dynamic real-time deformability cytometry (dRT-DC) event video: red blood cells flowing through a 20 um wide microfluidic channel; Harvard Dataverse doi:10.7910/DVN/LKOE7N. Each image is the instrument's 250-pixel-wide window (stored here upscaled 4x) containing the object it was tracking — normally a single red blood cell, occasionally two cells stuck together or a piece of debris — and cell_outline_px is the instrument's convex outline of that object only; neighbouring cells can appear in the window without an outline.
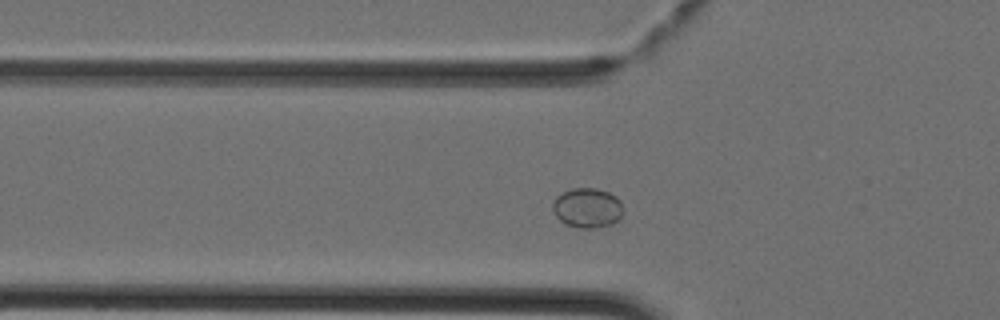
{"species": "Egyptian fruit bat (a non-hibernating species)", "species_latin": "Rousettus aegyptiacus", "temperature_condition": "cold", "stored_images_in_passage": 29, "camera_frame_rate_fps": 3000, "um_per_image_px": 0.085, "animal": {"sex": "female"}, "frame": {"image": 1, "passage_image": 2, "time_ms": 0.333, "image_size_px": [1000, 320], "cell_outline_px": [[624, 208], [620, 216], [612, 224], [592, 228], [580, 228], [568, 224], [560, 220], [556, 216], [552, 208], [552, 200], [556, 196], [572, 188], [596, 188], [608, 192], [616, 196], [620, 200]], "centroid_in_image_um": [49.92, 17.65], "position_along_channel_um": 75.9, "area_um2": 16.3}}
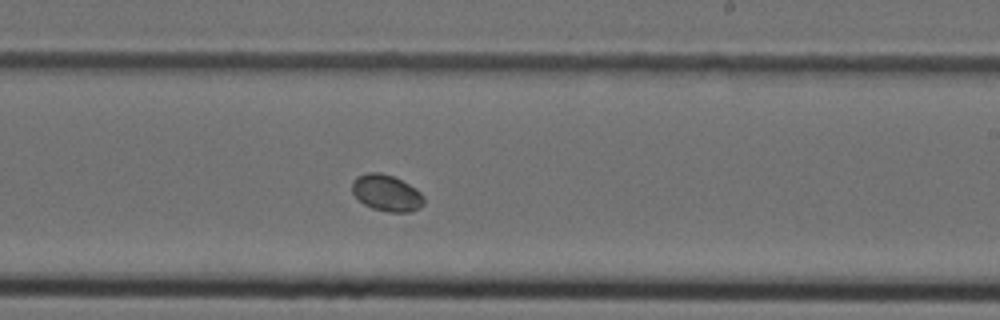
{"frame": {"image": 2, "passage_image": 14, "time_ms": 4.333, "image_size_px": [1000, 320], "cell_outline_px": [[424, 204], [420, 208], [408, 212], [388, 212], [372, 208], [364, 204], [352, 192], [352, 184], [356, 176], [368, 172], [380, 172], [392, 176], [416, 188], [424, 196]], "centroid_in_image_um": [32.87, 16.4], "position_along_channel_um": 256.1, "area_um2": 15.2}}
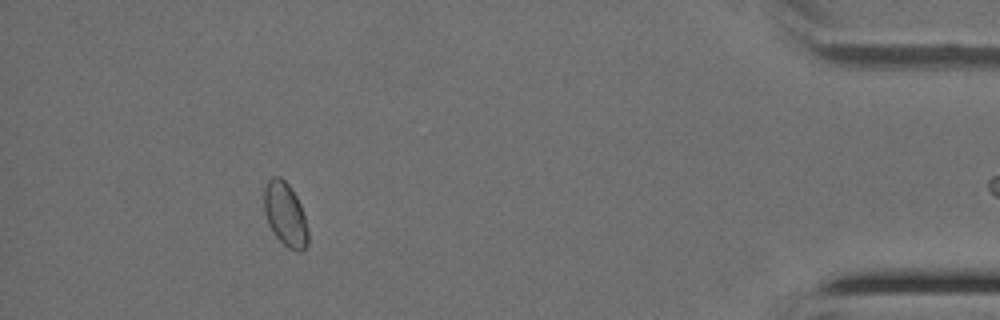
{"frame": {"image": 3, "passage_image": 28, "time_ms": 9.0, "image_size_px": [1000, 320], "cell_outline_px": [[308, 244], [300, 252], [296, 252], [288, 248], [272, 232], [268, 224], [264, 212], [264, 188], [268, 180], [272, 176], [280, 176], [288, 184], [296, 196], [300, 204], [308, 228]], "centroid_in_image_um": [24.24, 18.23], "position_along_channel_um": 411.0, "area_um2": 16.42}}